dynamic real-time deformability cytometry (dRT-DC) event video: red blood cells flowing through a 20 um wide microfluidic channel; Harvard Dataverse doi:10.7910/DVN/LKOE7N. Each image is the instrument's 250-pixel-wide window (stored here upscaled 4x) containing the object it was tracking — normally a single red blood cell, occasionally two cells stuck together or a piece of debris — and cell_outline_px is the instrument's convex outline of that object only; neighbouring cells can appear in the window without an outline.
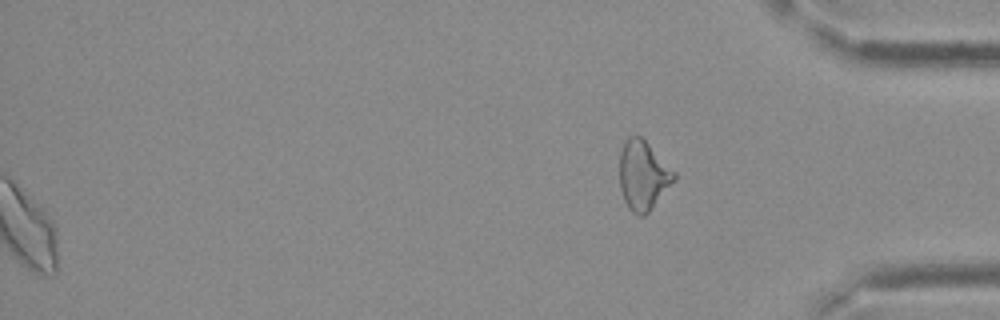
{"species": "Egyptian fruit bat (a non-hibernating species)", "species_latin": "Rousettus aegyptiacus", "temperature_condition": "cold", "stored_images_in_passage": 38, "segment_of_instrument_passage": [2, 2], "camera_frame_rate_fps": 3000, "um_per_image_px": 0.085, "frame": {"image": 1, "passage_image": 38, "time_ms": 12.333, "image_size_px": [1000, 320], "cell_outline_px": [[676, 176], [648, 212], [644, 216], [636, 216], [628, 208], [624, 200], [620, 188], [620, 152], [624, 140], [628, 136], [640, 136], [676, 172]], "centroid_in_image_um": [54.62, 14.9], "position_along_channel_um": 380.6, "area_um2": 21.62}}